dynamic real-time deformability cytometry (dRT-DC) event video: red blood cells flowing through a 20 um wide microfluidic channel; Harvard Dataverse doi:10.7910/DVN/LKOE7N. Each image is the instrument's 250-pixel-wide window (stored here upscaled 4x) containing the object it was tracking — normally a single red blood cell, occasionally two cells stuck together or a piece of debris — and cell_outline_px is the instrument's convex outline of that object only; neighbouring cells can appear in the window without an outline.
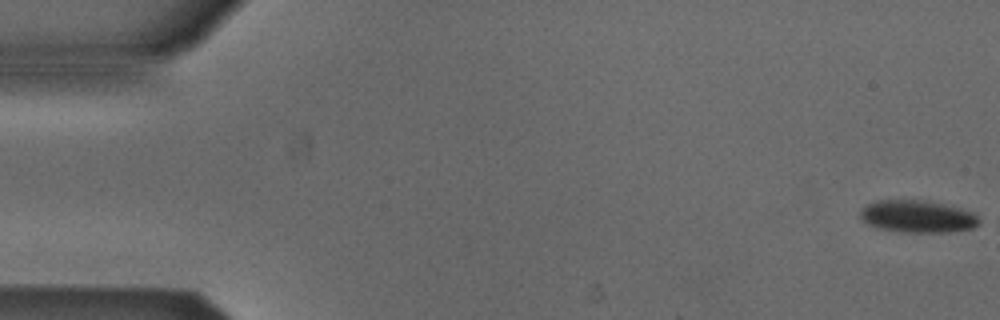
{"species": "Egyptian fruit bat (a non-hibernating species)", "species_latin": "Rousettus aegyptiacus", "temperature_condition": "cold", "stored_images_in_passage": 15, "camera_frame_rate_fps": 3000, "um_per_image_px": 0.085, "animal": {"sex": "male"}, "frame": {"image": 1, "passage_image": 1, "time_ms": 0.0, "image_size_px": [1000, 320], "cell_outline_px": [[980, 224], [972, 228], [948, 232], [904, 232], [880, 228], [868, 224], [860, 216], [860, 212], [864, 204], [876, 200], [928, 200], [960, 208], [972, 212], [980, 220]], "centroid_in_image_um": [77.98, 18.38], "position_along_channel_um": 7.0, "area_um2": 22.37}}